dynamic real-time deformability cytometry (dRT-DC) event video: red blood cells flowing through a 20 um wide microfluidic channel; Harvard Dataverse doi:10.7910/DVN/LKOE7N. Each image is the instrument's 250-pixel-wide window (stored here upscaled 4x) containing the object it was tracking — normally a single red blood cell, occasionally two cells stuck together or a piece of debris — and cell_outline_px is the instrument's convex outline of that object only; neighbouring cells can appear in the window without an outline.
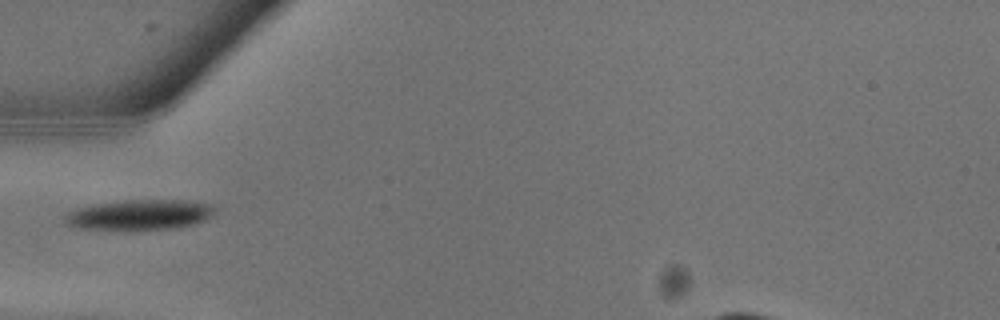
{"species": "common noctule bat (a hibernating species)", "species_latin": "Nyctalus noctula", "temperature_condition": "warm", "stored_images_in_passage": 3, "camera_frame_rate_fps": 3000, "um_per_image_px": 0.085, "animal": {"sex": "male", "body_mass_g": 13.3}, "frame": {"image": 1, "passage_image": 2, "time_ms": 0.333, "image_size_px": [1000, 320], "cell_outline_px": [[216, 212], [212, 216], [196, 224], [176, 228], [76, 228], [64, 224], [64, 216], [68, 212], [76, 208], [124, 200], [184, 200], [212, 204], [216, 208]], "centroid_in_image_um": [11.92, 18.23], "position_along_channel_um": 73.1, "area_um2": 26.01}}